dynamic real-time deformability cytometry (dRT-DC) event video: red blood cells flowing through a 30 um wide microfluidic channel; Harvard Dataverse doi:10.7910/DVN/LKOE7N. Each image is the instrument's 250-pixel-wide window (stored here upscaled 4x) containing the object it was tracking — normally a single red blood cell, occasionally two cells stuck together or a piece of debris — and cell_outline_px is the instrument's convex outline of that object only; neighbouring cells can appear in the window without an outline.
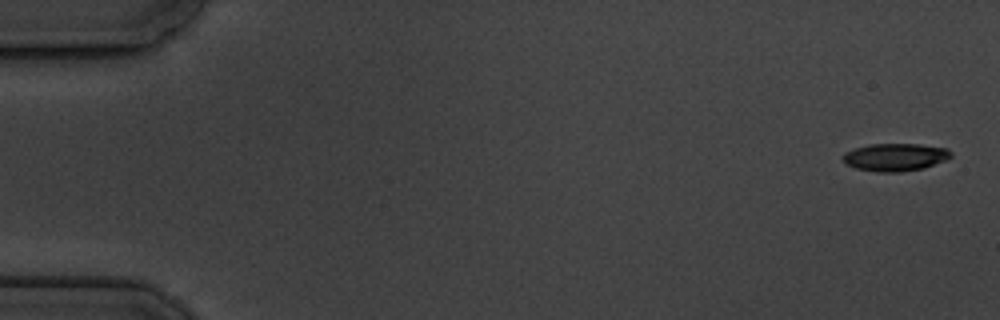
{"species": "common noctule bat (a hibernating species)", "species_latin": "Nyctalus noctula", "temperature_condition": "cold", "stored_images_in_passage": 7, "camera_frame_rate_fps": 3000, "um_per_image_px": 0.085, "animal": {"sex": "male", "body_mass_g": 19.5, "forearm_length_mm": 54.6}, "frame": {"image": 1, "passage_image": 1, "time_ms": 0.0, "image_size_px": [1000, 320], "cell_outline_px": [[952, 156], [944, 160], [924, 168], [900, 172], [880, 172], [856, 168], [844, 164], [844, 152], [868, 144], [920, 144], [948, 148], [952, 152]], "centroid_in_image_um": [76.1, 13.35], "position_along_channel_um": 8.9, "area_um2": 17.4}}
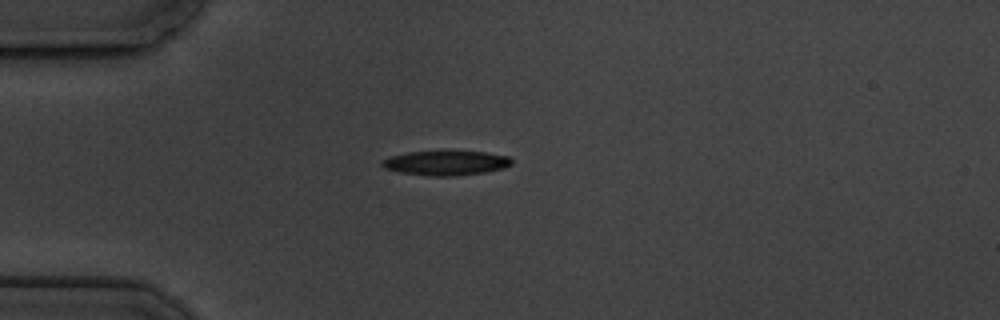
{"frame": {"image": 2, "passage_image": 5, "time_ms": 4.667, "image_size_px": [1000, 320], "cell_outline_px": [[512, 164], [504, 168], [484, 172], [456, 176], [432, 176], [400, 172], [384, 168], [380, 164], [380, 160], [392, 156], [408, 152], [484, 152], [508, 156], [512, 160]], "centroid_in_image_um": [37.89, 13.86], "position_along_channel_um": 47.1, "area_um2": 18.32}}